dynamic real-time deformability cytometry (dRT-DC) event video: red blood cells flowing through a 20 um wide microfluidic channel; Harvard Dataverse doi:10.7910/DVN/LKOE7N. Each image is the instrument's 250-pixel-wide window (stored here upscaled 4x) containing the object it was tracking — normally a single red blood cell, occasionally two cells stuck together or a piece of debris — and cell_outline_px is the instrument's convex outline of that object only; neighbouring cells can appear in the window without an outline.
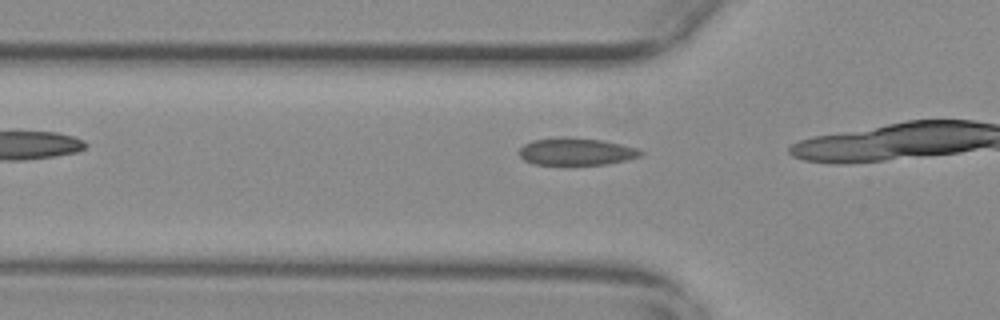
{"species": "common noctule bat (a hibernating species)", "species_latin": "Nyctalus noctula", "temperature_condition": "warm", "stored_images_in_passage": 6, "camera_frame_rate_fps": 3000, "um_per_image_px": 0.085, "animal": {"sex": "female", "body_mass_g": 29.2, "forearm_length_mm": 56.3}, "frame": {"image": 1, "passage_image": 2, "time_ms": 0.333, "image_size_px": [1000, 320], "cell_outline_px": [[644, 152], [640, 156], [624, 160], [604, 164], [532, 164], [524, 160], [520, 156], [520, 148], [524, 144], [532, 140], [560, 136], [604, 140], [636, 148]], "centroid_in_image_um": [48.94, 12.86], "position_along_channel_um": 76.9, "area_um2": 19.19}}